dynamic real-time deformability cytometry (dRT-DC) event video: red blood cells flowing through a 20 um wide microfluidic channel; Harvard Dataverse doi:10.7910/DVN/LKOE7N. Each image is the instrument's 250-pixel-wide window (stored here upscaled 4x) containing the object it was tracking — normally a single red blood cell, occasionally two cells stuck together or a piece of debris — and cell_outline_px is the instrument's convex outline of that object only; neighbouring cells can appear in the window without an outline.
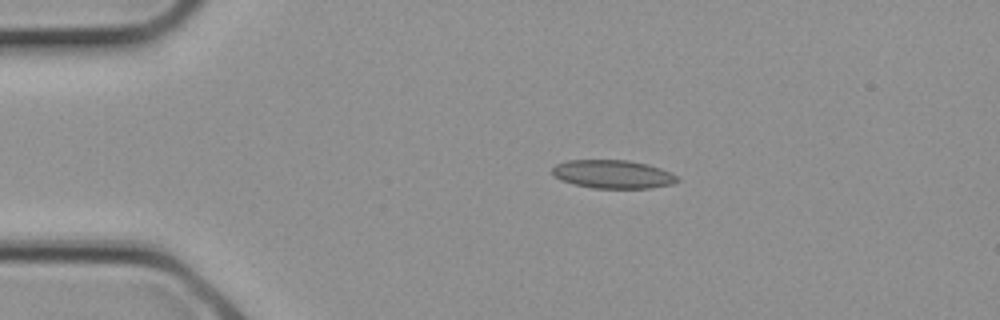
{"species": "common noctule bat (a hibernating species)", "species_latin": "Nyctalus noctula", "temperature_condition": "cold", "stored_images_in_passage": 1, "camera_frame_rate_fps": 3000, "um_per_image_px": 0.085, "animal": {"sex": "female", "body_mass_g": 21.9}, "frame": {"image": 1, "passage_image": 1, "time_ms": 0.0, "image_size_px": [1000, 320], "cell_outline_px": [[680, 180], [672, 184], [652, 188], [592, 188], [572, 184], [560, 180], [552, 176], [552, 168], [556, 164], [568, 160], [628, 160], [648, 164], [660, 168], [676, 176]], "centroid_in_image_um": [52.05, 14.81], "position_along_channel_um": 32.9, "area_um2": 20.81}}